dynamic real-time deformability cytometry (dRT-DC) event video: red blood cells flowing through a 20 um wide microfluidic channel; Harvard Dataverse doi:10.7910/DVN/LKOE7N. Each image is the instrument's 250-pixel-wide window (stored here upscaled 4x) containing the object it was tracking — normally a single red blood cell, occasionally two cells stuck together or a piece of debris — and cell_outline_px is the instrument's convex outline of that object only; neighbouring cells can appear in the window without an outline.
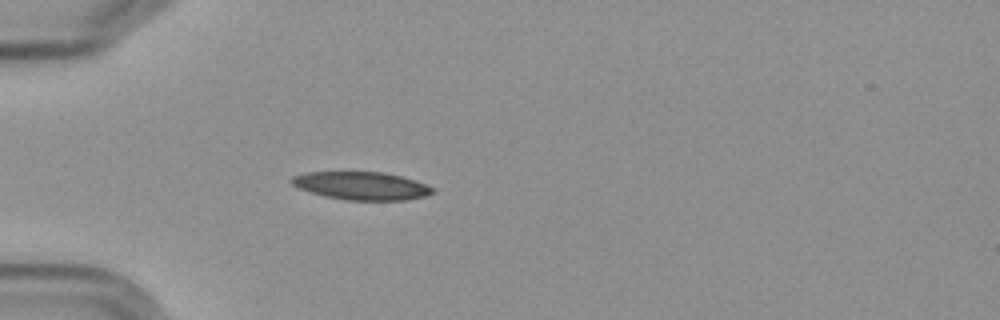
{"species": "Egyptian fruit bat (a non-hibernating species)", "species_latin": "Rousettus aegyptiacus", "temperature_condition": "cold", "stored_images_in_passage": 3, "camera_frame_rate_fps": 3000, "um_per_image_px": 0.085, "frame": {"image": 1, "passage_image": 1, "time_ms": 0.0, "image_size_px": [1000, 320], "cell_outline_px": [[436, 192], [424, 196], [404, 200], [348, 200], [324, 196], [300, 188], [292, 184], [288, 180], [292, 176], [308, 172], [384, 172], [416, 180], [436, 188]], "centroid_in_image_um": [30.76, 15.79], "position_along_channel_um": 54.2, "area_um2": 23.0}}
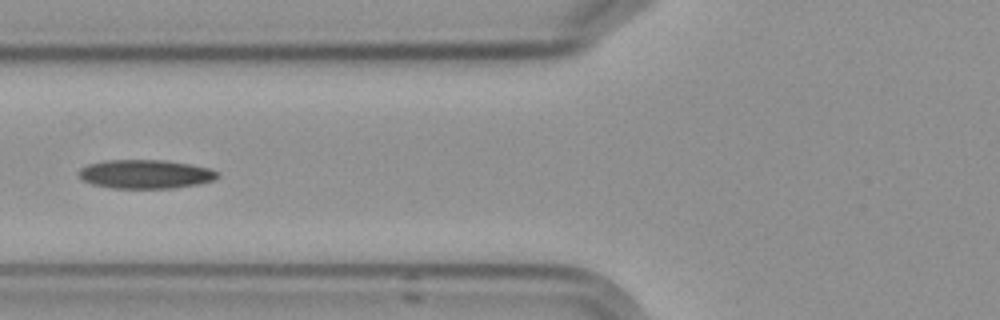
{"frame": {"image": 2, "passage_image": 3, "time_ms": 2.0, "image_size_px": [1000, 320], "cell_outline_px": [[220, 176], [212, 180], [196, 184], [172, 188], [112, 188], [92, 184], [84, 180], [76, 172], [80, 168], [88, 164], [104, 160], [164, 160], [188, 164], [208, 168], [220, 172]], "centroid_in_image_um": [12.33, 14.79], "position_along_channel_um": 113.5, "area_um2": 23.24}}